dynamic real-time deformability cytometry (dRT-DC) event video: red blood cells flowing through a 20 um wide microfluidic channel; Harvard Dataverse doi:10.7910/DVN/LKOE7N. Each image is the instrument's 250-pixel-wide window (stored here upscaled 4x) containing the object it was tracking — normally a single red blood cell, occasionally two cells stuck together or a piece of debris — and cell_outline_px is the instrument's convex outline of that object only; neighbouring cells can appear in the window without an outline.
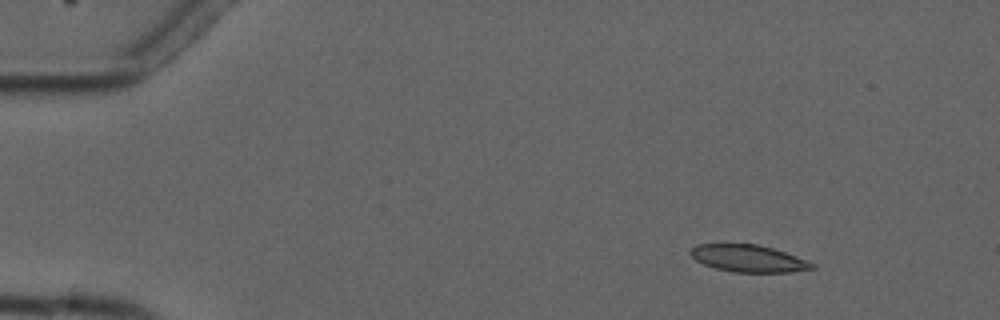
{"species": "common noctule bat (a hibernating species)", "species_latin": "Nyctalus noctula", "temperature_condition": "cold", "stored_images_in_passage": 6, "camera_frame_rate_fps": 3000, "um_per_image_px": 0.085, "animal": {"sex": "male", "forearm_length_mm": 52.5}, "frame": {"image": 1, "passage_image": 2, "time_ms": 1.333, "image_size_px": [1000, 320], "cell_outline_px": [[816, 268], [792, 272], [736, 272], [716, 268], [704, 264], [696, 260], [688, 252], [696, 244], [756, 244], [772, 248], [808, 260], [816, 264]], "centroid_in_image_um": [63.64, 21.97], "position_along_channel_um": 21.4, "area_um2": 19.13}}
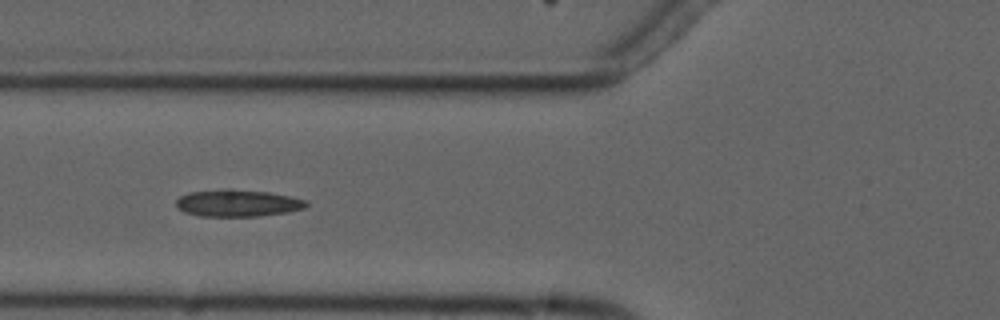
{"frame": {"image": 2, "passage_image": 6, "time_ms": 6.0, "image_size_px": [1000, 320], "cell_outline_px": [[308, 204], [304, 208], [288, 212], [260, 216], [200, 216], [184, 212], [176, 208], [176, 200], [180, 196], [188, 192], [228, 188], [268, 192], [292, 196], [308, 200]], "centroid_in_image_um": [20.2, 17.25], "position_along_channel_um": 105.6, "area_um2": 20.75}}